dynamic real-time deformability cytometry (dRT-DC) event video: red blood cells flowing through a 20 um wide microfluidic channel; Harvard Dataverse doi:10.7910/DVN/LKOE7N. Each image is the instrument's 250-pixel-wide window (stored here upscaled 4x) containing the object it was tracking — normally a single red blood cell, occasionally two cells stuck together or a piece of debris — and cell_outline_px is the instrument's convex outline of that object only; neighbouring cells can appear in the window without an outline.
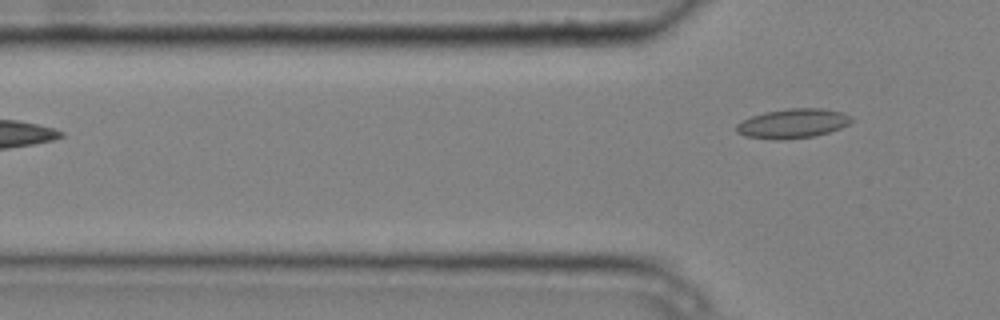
{"species": "common noctule bat (a hibernating species)", "species_latin": "Nyctalus noctula", "temperature_condition": "cold", "stored_images_in_passage": 2, "camera_frame_rate_fps": 3000, "um_per_image_px": 0.085, "animal": {"sex": "male", "body_mass_g": 20.4}, "frame": {"image": 1, "passage_image": 2, "time_ms": 0.333, "image_size_px": [1000, 320], "cell_outline_px": [[852, 120], [848, 124], [840, 128], [816, 136], [784, 140], [776, 140], [744, 136], [736, 132], [736, 124], [752, 116], [764, 112], [788, 108], [820, 108], [844, 112], [852, 116]], "centroid_in_image_um": [67.39, 10.5], "position_along_channel_um": 58.4, "area_um2": 19.88}}